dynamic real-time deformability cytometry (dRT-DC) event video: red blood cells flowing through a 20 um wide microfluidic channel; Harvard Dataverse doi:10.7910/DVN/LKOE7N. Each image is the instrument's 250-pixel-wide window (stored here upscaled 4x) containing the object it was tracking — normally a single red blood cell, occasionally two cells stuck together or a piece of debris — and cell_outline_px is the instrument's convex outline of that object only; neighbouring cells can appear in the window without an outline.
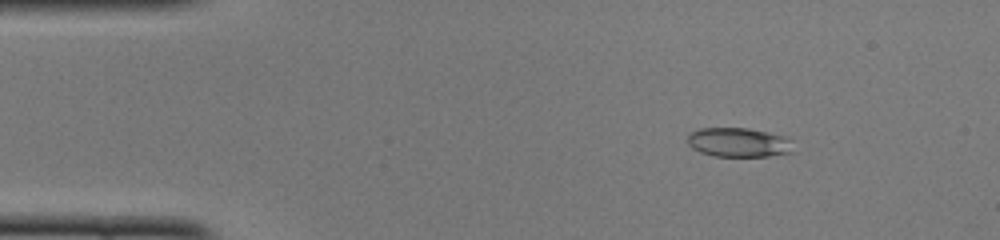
{"species": "common noctule bat (a hibernating species)", "species_latin": "Nyctalus noctula", "temperature_condition": "cold", "stored_images_in_passage": 49, "camera_frame_rate_fps": 3000, "um_per_image_px": 0.085, "animal": {"sex": "female", "body_mass_g": 22.0, "forearm_length_mm": 56.7}, "frame": {"image": 1, "passage_image": 7, "time_ms": 2.0, "image_size_px": [1000, 240], "cell_outline_px": [[792, 152], [768, 156], [716, 156], [700, 152], [692, 148], [688, 144], [688, 136], [692, 132], [700, 128], [748, 128], [780, 136], [788, 140]], "centroid_in_image_um": [62.7, 12.11], "position_along_channel_um": 22.3, "area_um2": 17.51}}
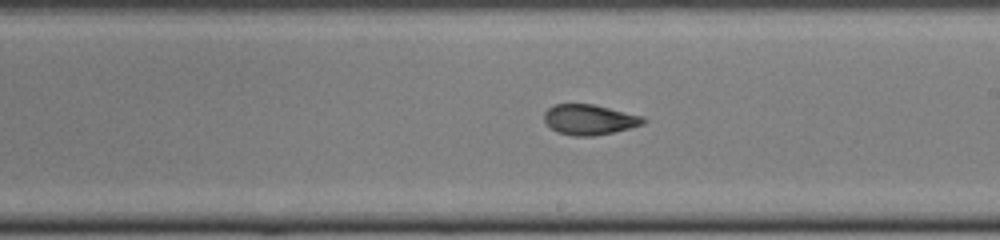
{"frame": {"image": 2, "passage_image": 28, "time_ms": 9.0, "image_size_px": [1000, 240], "cell_outline_px": [[648, 120], [644, 124], [612, 132], [592, 136], [572, 136], [556, 132], [544, 120], [544, 112], [548, 108], [556, 104], [592, 104], [644, 116]], "centroid_in_image_um": [50.11, 10.16], "position_along_channel_um": 238.9, "area_um2": 17.46}}
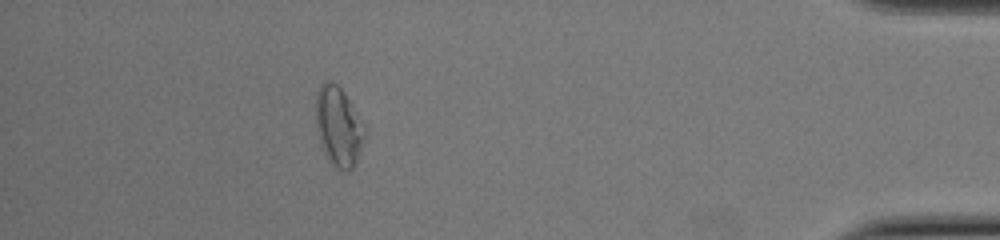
{"frame": {"image": 3, "passage_image": 44, "time_ms": 14.333, "image_size_px": [1000, 240], "cell_outline_px": [[368, 132], [356, 160], [352, 168], [348, 172], [336, 168], [328, 160], [320, 144], [316, 128], [316, 92], [320, 84], [328, 80], [336, 84], [344, 92], [368, 128]], "centroid_in_image_um": [28.79, 10.75], "position_along_channel_um": 406.4, "area_um2": 23.06}, "authors_computed_cell_mechanics": {"area_um2": 18.3226, "velocity_mm_per_s": 4.1007, "shape_relaxation_time_tau1_ms": 8.938, "shape_relaxation_time_tau2_ms": 1.5955, "deformation_change_tau1": 0.209, "deformation_change_tau2": 0.0741}}